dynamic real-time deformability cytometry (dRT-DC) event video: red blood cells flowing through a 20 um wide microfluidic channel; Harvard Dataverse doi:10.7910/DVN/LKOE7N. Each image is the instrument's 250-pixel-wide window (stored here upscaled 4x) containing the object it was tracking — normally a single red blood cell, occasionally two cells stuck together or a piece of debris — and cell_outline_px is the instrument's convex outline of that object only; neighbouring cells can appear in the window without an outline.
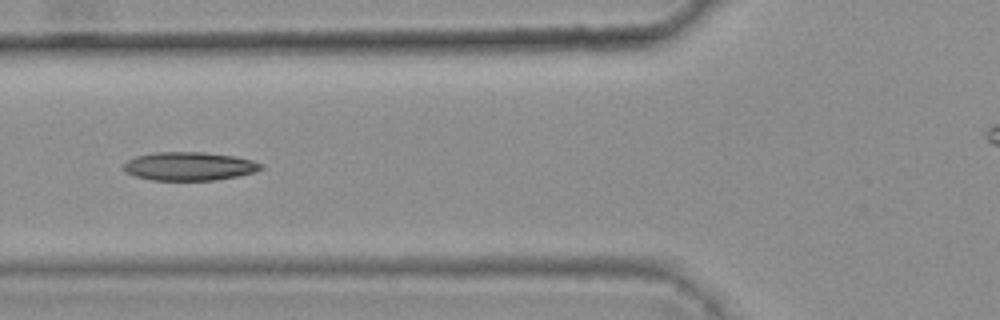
{"species": "common noctule bat (a hibernating species)", "species_latin": "Nyctalus noctula", "temperature_condition": "warm", "stored_images_in_passage": 8, "camera_frame_rate_fps": 3000, "um_per_image_px": 0.085, "animal": {"sex": "female", "body_mass_g": 25.1}, "frame": {"image": 1, "passage_image": 6, "time_ms": 1.667, "image_size_px": [1000, 320], "cell_outline_px": [[264, 168], [252, 172], [236, 176], [216, 180], [152, 180], [136, 176], [124, 172], [124, 164], [128, 160], [136, 156], [156, 152], [204, 152], [232, 156], [252, 160], [264, 164]], "centroid_in_image_um": [16.08, 14.13], "position_along_channel_um": 109.7, "area_um2": 22.66}}
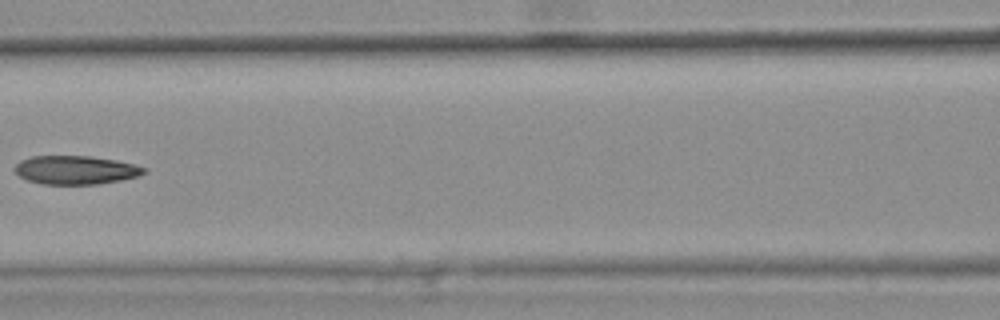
{"frame": {"image": 2, "passage_image": 7, "time_ms": 2.0, "image_size_px": [1000, 320], "cell_outline_px": [[148, 172], [140, 176], [100, 184], [40, 184], [28, 180], [20, 176], [12, 168], [20, 160], [32, 156], [88, 156], [116, 160], [148, 168]], "centroid_in_image_um": [6.44, 14.45], "position_along_channel_um": 160.2, "area_um2": 21.68}}